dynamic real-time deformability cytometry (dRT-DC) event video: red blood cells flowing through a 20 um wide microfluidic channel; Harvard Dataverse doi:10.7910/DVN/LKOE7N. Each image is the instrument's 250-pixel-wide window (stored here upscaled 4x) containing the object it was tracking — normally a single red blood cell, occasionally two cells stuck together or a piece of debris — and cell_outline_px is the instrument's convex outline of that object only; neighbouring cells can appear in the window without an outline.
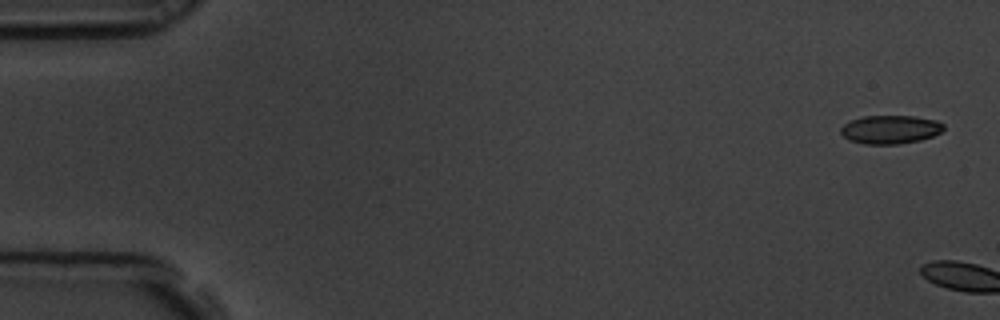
{"species": "common noctule bat (a hibernating species)", "species_latin": "Nyctalus noctula", "temperature_condition": "room temperature", "stored_images_in_passage": 6, "camera_frame_rate_fps": 3000, "um_per_image_px": 0.085, "animal": {"sex": "male", "body_mass_g": 19.5, "forearm_length_mm": 54.6}, "frame": {"image": 1, "passage_image": 1, "time_ms": 0.0, "image_size_px": [1000, 320], "cell_outline_px": [[944, 128], [940, 132], [932, 136], [920, 140], [900, 144], [864, 144], [848, 140], [840, 132], [840, 128], [844, 124], [852, 120], [864, 116], [916, 116], [936, 120], [944, 124]], "centroid_in_image_um": [75.67, 11.01], "position_along_channel_um": 9.3, "area_um2": 17.11}}
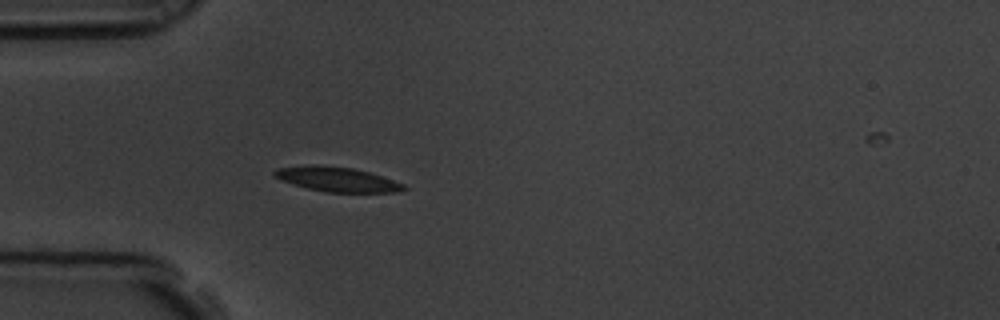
{"frame": {"image": 2, "passage_image": 6, "time_ms": 1.667, "image_size_px": [1000, 320], "cell_outline_px": [[408, 188], [396, 192], [328, 192], [308, 188], [292, 184], [280, 180], [272, 176], [272, 172], [276, 168], [304, 164], [316, 164], [352, 168], [368, 172], [404, 184]], "centroid_in_image_um": [28.55, 15.22], "position_along_channel_um": 56.4, "area_um2": 18.61}}